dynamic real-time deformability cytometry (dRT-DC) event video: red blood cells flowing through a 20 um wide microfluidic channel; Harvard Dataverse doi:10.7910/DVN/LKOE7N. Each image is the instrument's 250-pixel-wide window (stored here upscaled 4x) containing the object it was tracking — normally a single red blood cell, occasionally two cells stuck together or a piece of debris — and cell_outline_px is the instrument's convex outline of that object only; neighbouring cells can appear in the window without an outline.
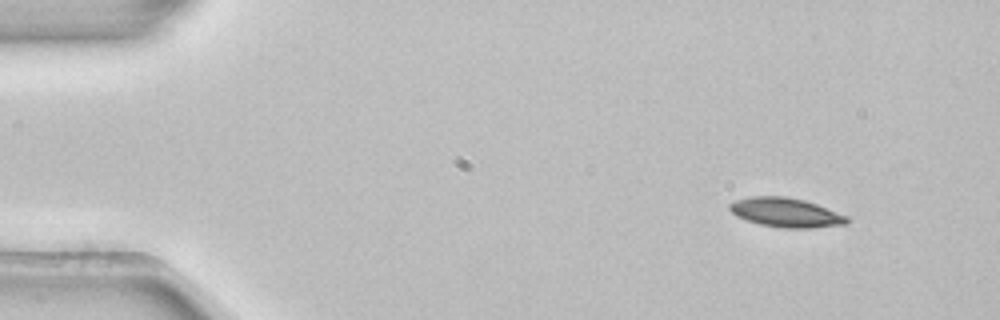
{"species": "common noctule bat (a hibernating species)", "species_latin": "Nyctalus noctula", "temperature_condition": "room temperature", "stored_images_in_passage": 50, "camera_frame_rate_fps": 3000, "um_per_image_px": 0.085, "animal": {"sex": "female", "body_mass_g": 22.7, "forearm_length_mm": 54.2}, "frame": {"image": 1, "passage_image": 1, "time_ms": 0.0, "image_size_px": [1000, 320], "cell_outline_px": [[848, 224], [812, 228], [784, 228], [760, 224], [736, 216], [728, 208], [728, 204], [736, 200], [748, 196], [784, 196], [804, 200], [816, 204], [848, 216]], "centroid_in_image_um": [66.79, 18.06], "position_along_channel_um": 18.2, "area_um2": 20.0}}
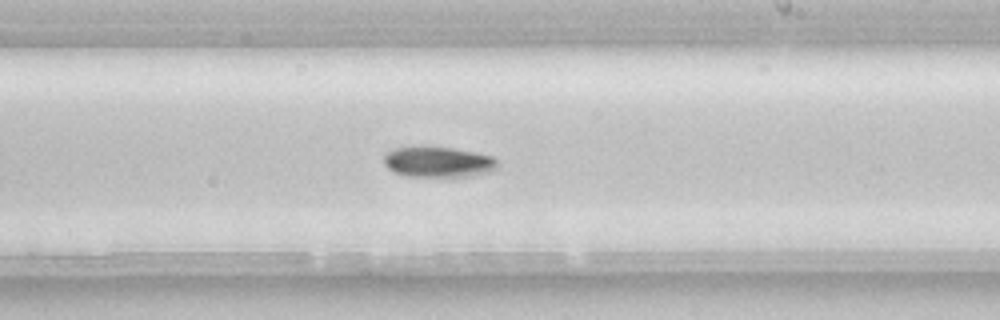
{"frame": {"image": 2, "passage_image": 27, "time_ms": 8.667, "image_size_px": [1000, 320], "cell_outline_px": [[500, 164], [492, 172], [472, 176], [408, 176], [396, 172], [388, 168], [384, 164], [384, 152], [396, 148], [420, 144], [452, 148], [492, 156]], "centroid_in_image_um": [37.23, 13.74], "position_along_channel_um": 251.8, "area_um2": 20.69}}
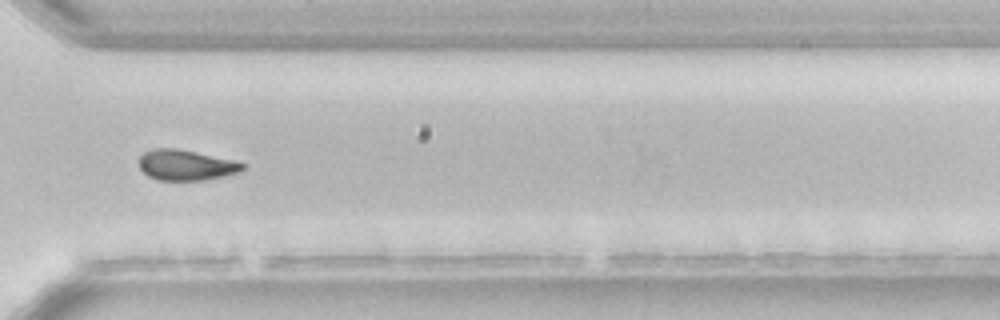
{"frame": {"image": 3, "passage_image": 35, "time_ms": 11.333, "image_size_px": [1000, 320], "cell_outline_px": [[244, 168], [236, 172], [224, 176], [204, 180], [156, 180], [148, 176], [140, 168], [140, 156], [144, 152], [156, 148], [176, 148], [196, 152], [232, 160], [244, 164]], "centroid_in_image_um": [15.76, 14.03], "position_along_channel_um": 354.8, "area_um2": 18.15}, "authors_computed_cell_mechanics": {"area_um2": 19.8254, "velocity_mm_per_s": 3.8705, "shape_relaxation_time_tau1_ms": 3.0247, "shape_relaxation_time_tau2_ms": null, "deformation_change_tau1": 0.0853, "deformation_change_tau2": null}}